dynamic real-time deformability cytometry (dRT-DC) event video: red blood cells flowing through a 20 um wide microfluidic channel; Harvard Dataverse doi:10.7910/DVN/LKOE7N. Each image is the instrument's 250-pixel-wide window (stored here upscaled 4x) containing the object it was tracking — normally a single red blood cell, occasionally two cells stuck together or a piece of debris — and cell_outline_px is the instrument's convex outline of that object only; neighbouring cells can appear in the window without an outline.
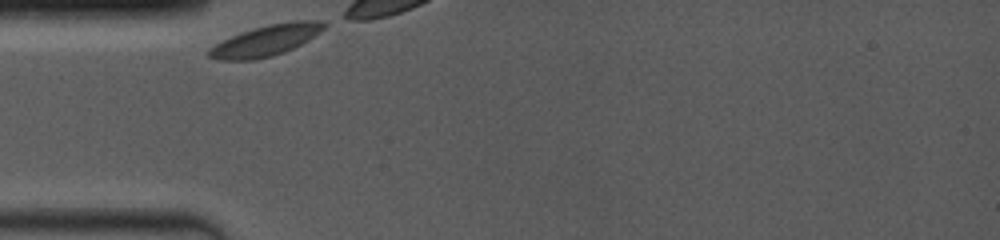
{"species": "common noctule bat (a hibernating species)", "species_latin": "Nyctalus noctula", "temperature_condition": "room temperature", "stored_images_in_passage": 6, "camera_frame_rate_fps": 4000, "um_per_image_px": 0.085, "animal": {"sex": "female", "body_mass_g": 19.0, "forearm_length_mm": 53.3}, "frame": {"image": 1, "passage_image": 1, "time_ms": 0.0, "image_size_px": [1000, 240], "cell_outline_px": [[328, 24], [320, 32], [308, 40], [284, 52], [272, 56], [252, 60], [220, 60], [208, 56], [208, 48], [232, 36], [268, 24], [292, 20], [324, 20]], "centroid_in_image_um": [22.65, 3.43], "position_along_channel_um": 62.3, "area_um2": 20.52}}